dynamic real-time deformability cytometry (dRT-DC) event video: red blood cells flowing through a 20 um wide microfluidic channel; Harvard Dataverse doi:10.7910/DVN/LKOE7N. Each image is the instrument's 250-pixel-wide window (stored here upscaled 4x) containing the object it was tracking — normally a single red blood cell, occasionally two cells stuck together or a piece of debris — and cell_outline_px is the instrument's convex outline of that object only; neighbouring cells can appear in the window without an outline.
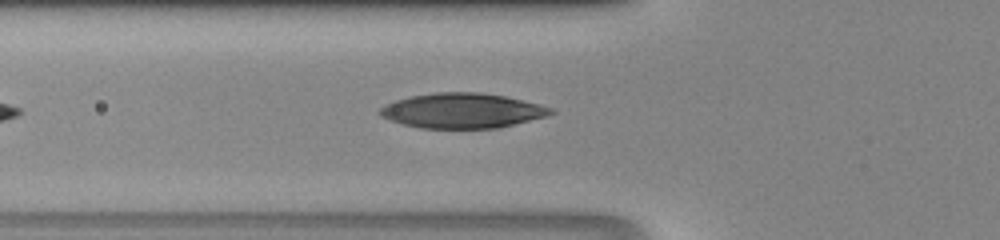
{"species": "human", "species_latin": "Homo sapiens", "temperature_condition": "room temperature", "stored_images_in_passage": 33, "camera_frame_rate_fps": 3000, "um_per_image_px": 0.085, "donor": {"sex": "male"}, "frame": {"image": 1, "passage_image": 6, "time_ms": 1.667, "image_size_px": [1000, 240], "cell_outline_px": [[556, 112], [548, 116], [500, 128], [420, 128], [404, 124], [380, 116], [380, 108], [384, 104], [396, 100], [412, 96], [436, 92], [480, 92], [504, 96], [540, 104], [552, 108]], "centroid_in_image_um": [39.33, 9.41], "position_along_channel_um": 86.5, "area_um2": 34.8}}
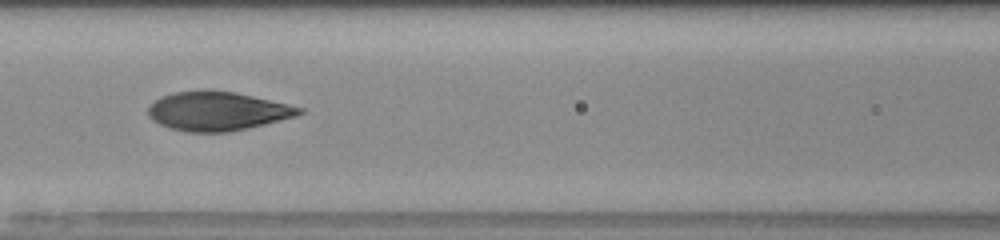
{"frame": {"image": 2, "passage_image": 10, "time_ms": 3.0, "image_size_px": [1000, 240], "cell_outline_px": [[304, 112], [296, 116], [248, 128], [228, 132], [188, 132], [172, 128], [160, 124], [152, 120], [148, 116], [148, 104], [160, 96], [176, 92], [204, 88], [232, 92], [252, 96], [304, 108]], "centroid_in_image_um": [18.43, 9.43], "position_along_channel_um": 148.2, "area_um2": 34.39}}
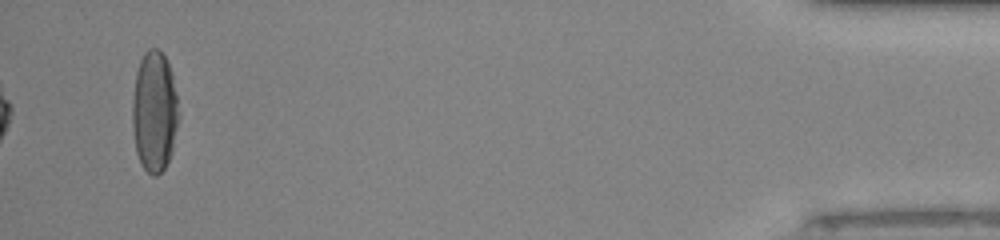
{"frame": {"image": 3, "passage_image": 33, "time_ms": 10.667, "image_size_px": [1000, 240], "cell_outline_px": [[180, 116], [172, 152], [164, 168], [156, 176], [152, 176], [140, 164], [136, 152], [132, 128], [132, 100], [136, 72], [140, 60], [144, 52], [148, 48], [156, 48], [164, 56], [168, 64], [172, 76], [180, 112]], "centroid_in_image_um": [13.12, 9.51], "position_along_channel_um": 422.1, "area_um2": 32.95}}